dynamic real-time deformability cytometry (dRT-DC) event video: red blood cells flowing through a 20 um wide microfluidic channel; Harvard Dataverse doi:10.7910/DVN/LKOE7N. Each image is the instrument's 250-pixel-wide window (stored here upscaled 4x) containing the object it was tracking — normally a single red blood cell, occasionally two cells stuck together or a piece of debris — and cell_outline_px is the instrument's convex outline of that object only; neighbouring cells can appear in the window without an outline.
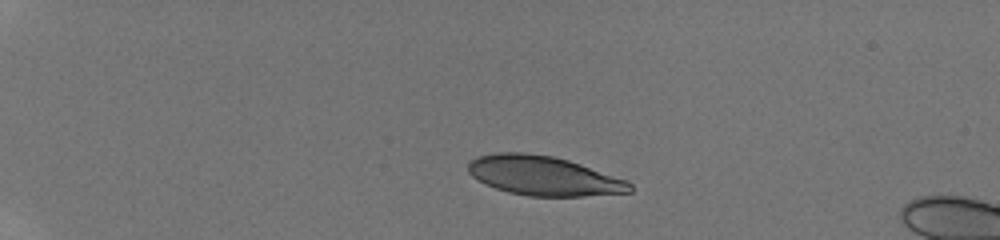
{"species": "human", "species_latin": "Homo sapiens", "temperature_condition": "room temperature", "stored_images_in_passage": 39, "camera_frame_rate_fps": 3000, "um_per_image_px": 0.085, "donor": {"sex": "male"}, "frame": {"image": 1, "passage_image": 1, "time_ms": 0.0, "image_size_px": [1000, 240], "cell_outline_px": [[632, 192], [584, 196], [528, 196], [508, 192], [484, 184], [476, 180], [468, 172], [468, 164], [476, 156], [496, 152], [524, 152], [552, 156], [568, 160], [628, 180], [632, 184]], "centroid_in_image_um": [46.19, 14.94], "position_along_channel_um": 38.8, "area_um2": 37.28}}
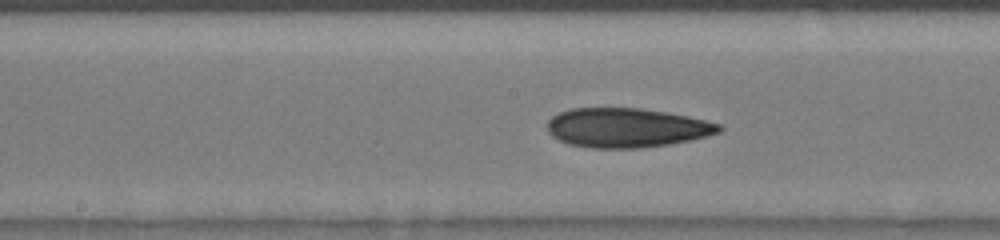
{"frame": {"image": 2, "passage_image": 18, "time_ms": 5.667, "image_size_px": [1000, 240], "cell_outline_px": [[724, 128], [720, 132], [688, 140], [668, 144], [640, 148], [592, 148], [568, 144], [552, 136], [548, 132], [548, 120], [552, 116], [560, 112], [572, 108], [640, 108], [664, 112], [724, 124]], "centroid_in_image_um": [53.24, 10.86], "position_along_channel_um": 195.0, "area_um2": 39.13}}
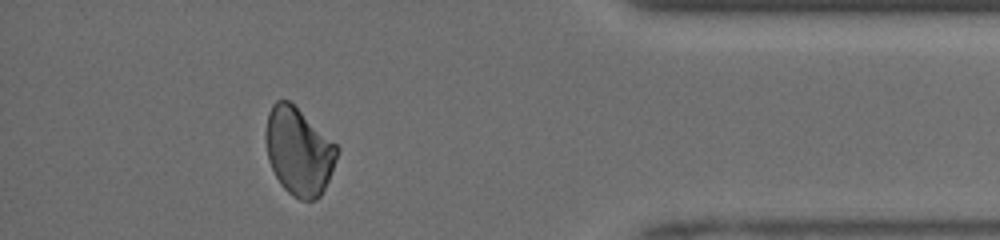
{"frame": {"image": 3, "passage_image": 35, "time_ms": 11.333, "image_size_px": [1000, 240], "cell_outline_px": [[340, 148], [328, 180], [320, 196], [316, 200], [300, 200], [292, 196], [280, 184], [268, 160], [264, 136], [264, 132], [268, 112], [272, 104], [276, 100], [288, 100], [336, 144]], "centroid_in_image_um": [25.36, 12.87], "position_along_channel_um": 409.8, "area_um2": 36.24}, "authors_computed_cell_mechanics": {"area_um2": 37.6278, "velocity_mm_per_s": 4.2447, "shape_relaxation_time_tau1_ms": null, "shape_relaxation_time_tau2_ms": 5.7365, "deformation_change_tau1": null, "deformation_change_tau2": 0.1185}}